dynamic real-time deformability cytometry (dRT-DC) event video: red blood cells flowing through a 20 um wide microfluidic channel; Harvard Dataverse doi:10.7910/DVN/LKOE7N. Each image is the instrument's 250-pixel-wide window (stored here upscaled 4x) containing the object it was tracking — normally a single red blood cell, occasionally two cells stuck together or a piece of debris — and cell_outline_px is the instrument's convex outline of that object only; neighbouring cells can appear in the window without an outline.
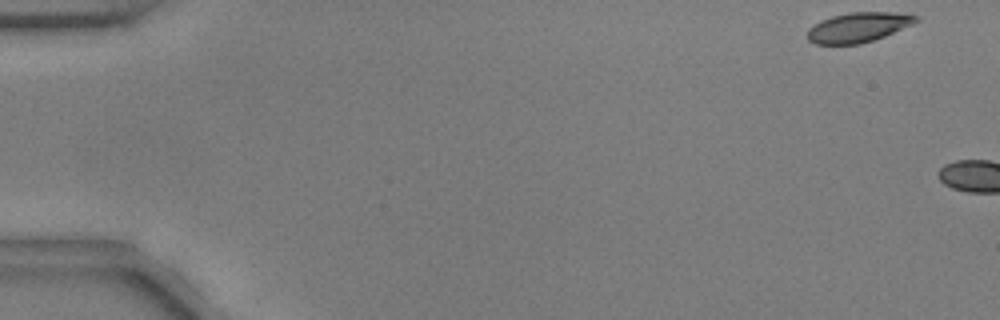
{"species": "common noctule bat (a hibernating species)", "species_latin": "Nyctalus noctula", "temperature_condition": "warm", "stored_images_in_passage": 4, "camera_frame_rate_fps": 3000, "um_per_image_px": 0.085, "animal": {"sex": "male", "body_mass_g": 17.9, "forearm_length_mm": 54.2}, "frame": {"image": 1, "passage_image": 1, "time_ms": 0.0, "image_size_px": [1000, 320], "cell_outline_px": [[916, 20], [884, 36], [872, 40], [856, 44], [816, 44], [808, 40], [808, 32], [816, 24], [824, 20], [836, 16], [852, 12], [888, 12], [916, 16]], "centroid_in_image_um": [72.89, 2.34], "position_along_channel_um": 12.1, "area_um2": 17.74}}